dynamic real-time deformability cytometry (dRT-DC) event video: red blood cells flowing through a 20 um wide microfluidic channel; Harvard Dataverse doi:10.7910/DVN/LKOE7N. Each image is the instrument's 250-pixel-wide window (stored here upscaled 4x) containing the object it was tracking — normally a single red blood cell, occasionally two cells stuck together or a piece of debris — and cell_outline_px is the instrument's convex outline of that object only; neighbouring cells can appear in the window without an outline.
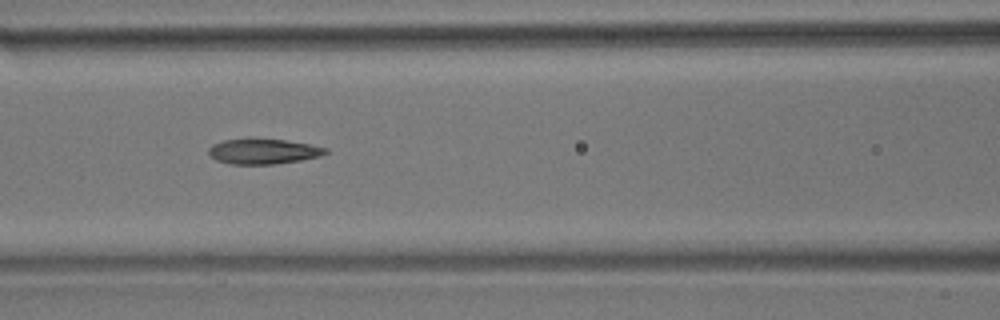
{"species": "common noctule bat (a hibernating species)", "species_latin": "Nyctalus noctula", "temperature_condition": "room temperature", "stored_images_in_passage": 15, "camera_frame_rate_fps": 3000, "um_per_image_px": 0.085, "animal": {"sex": "male", "body_mass_g": 17.9}, "frame": {"image": 1, "passage_image": 7, "time_ms": 2.0, "image_size_px": [1000, 320], "cell_outline_px": [[328, 152], [320, 156], [300, 160], [276, 164], [228, 164], [216, 160], [208, 152], [208, 148], [212, 144], [224, 140], [248, 136], [284, 140], [312, 144], [328, 148]], "centroid_in_image_um": [22.35, 12.83], "position_along_channel_um": 144.2, "area_um2": 17.8}}
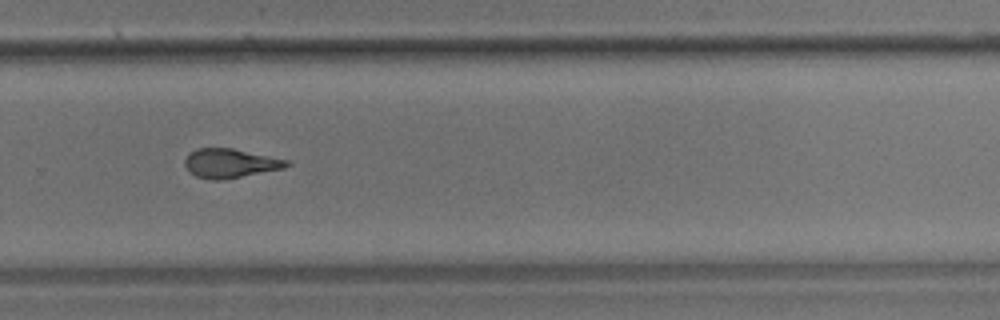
{"frame": {"image": 2, "passage_image": 11, "time_ms": 3.333, "image_size_px": [1000, 320], "cell_outline_px": [[292, 164], [284, 168], [220, 180], [212, 180], [196, 176], [188, 172], [184, 164], [184, 160], [188, 152], [196, 148], [232, 148], [288, 160]], "centroid_in_image_um": [19.51, 13.87], "position_along_channel_um": 310.3, "area_um2": 17.28}}
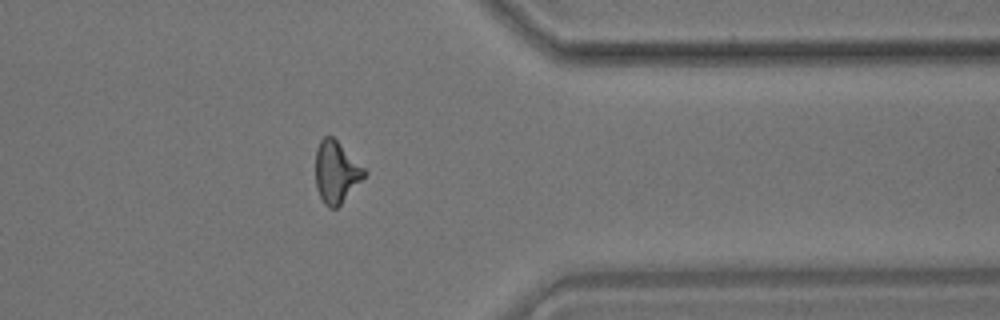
{"frame": {"image": 3, "passage_image": 13, "time_ms": 4.0, "image_size_px": [1000, 320], "cell_outline_px": [[368, 172], [340, 204], [336, 208], [328, 208], [324, 204], [316, 188], [316, 148], [320, 140], [324, 136], [332, 136]], "centroid_in_image_um": [28.55, 14.62], "position_along_channel_um": 382.8, "area_um2": 17.22}}